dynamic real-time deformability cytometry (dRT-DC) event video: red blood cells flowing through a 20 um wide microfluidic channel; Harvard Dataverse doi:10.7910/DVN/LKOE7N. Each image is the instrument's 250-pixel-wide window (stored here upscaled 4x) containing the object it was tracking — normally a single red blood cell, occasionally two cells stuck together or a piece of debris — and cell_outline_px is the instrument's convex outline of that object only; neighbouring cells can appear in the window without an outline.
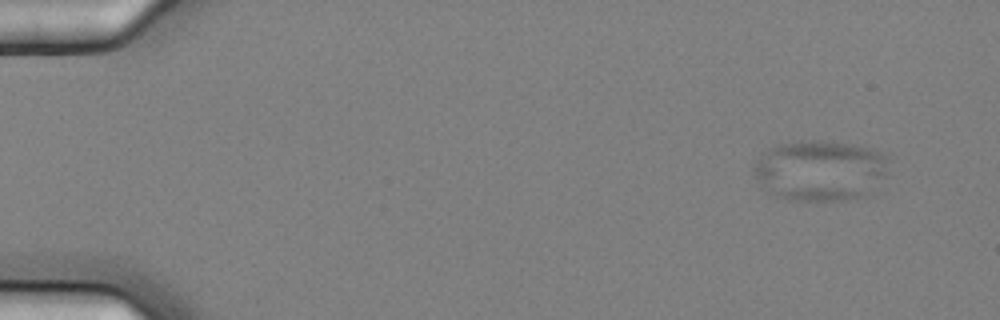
{"species": "common noctule bat (a hibernating species)", "species_latin": "Nyctalus noctula", "temperature_condition": "cold", "stored_images_in_passage": 4, "segment_of_instrument_passage": [1, 2], "camera_frame_rate_fps": 3000, "um_per_image_px": 0.085, "animal": {"sex": "female", "body_mass_g": 25.1}, "frame": {"image": 1, "passage_image": 1, "time_ms": 0.0, "image_size_px": [1000, 320], "cell_outline_px": [[888, 172], [884, 176], [860, 196], [848, 200], [788, 200], [776, 196], [760, 188], [752, 172], [756, 160], [768, 148], [776, 144], [800, 140], [824, 140], [852, 144], [872, 148], [884, 152], [888, 156]], "centroid_in_image_um": [69.64, 14.46], "position_along_channel_um": 15.4, "area_um2": 48.15}}